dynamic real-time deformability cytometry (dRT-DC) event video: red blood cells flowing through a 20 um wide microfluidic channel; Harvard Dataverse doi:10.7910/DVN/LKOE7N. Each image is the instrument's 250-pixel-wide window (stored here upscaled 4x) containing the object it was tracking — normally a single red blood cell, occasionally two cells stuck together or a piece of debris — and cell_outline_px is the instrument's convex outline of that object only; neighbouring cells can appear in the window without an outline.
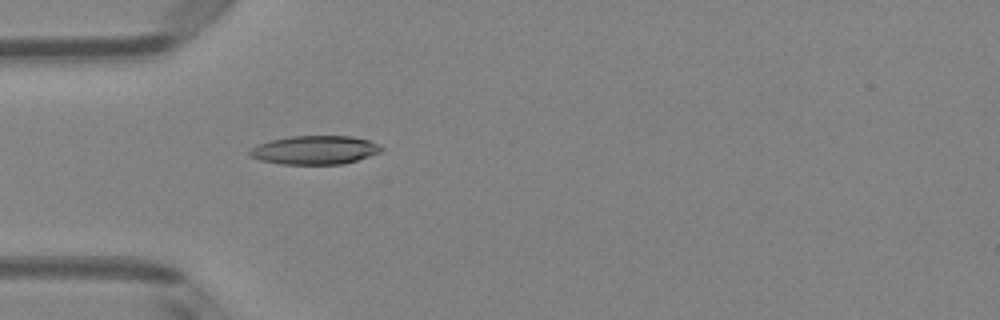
{"species": "Egyptian fruit bat (a non-hibernating species)", "species_latin": "Rousettus aegyptiacus", "temperature_condition": "room temperature", "stored_images_in_passage": 44, "camera_frame_rate_fps": 3000, "um_per_image_px": 0.085, "animal": {"sex": "female"}, "frame": {"image": 1, "passage_image": 9, "time_ms": 2.667, "image_size_px": [1000, 320], "cell_outline_px": [[384, 148], [380, 152], [344, 164], [280, 164], [260, 160], [248, 156], [248, 152], [252, 148], [260, 144], [272, 140], [292, 136], [352, 136], [368, 140]], "centroid_in_image_um": [26.74, 12.76], "position_along_channel_um": 58.3, "area_um2": 21.79}}
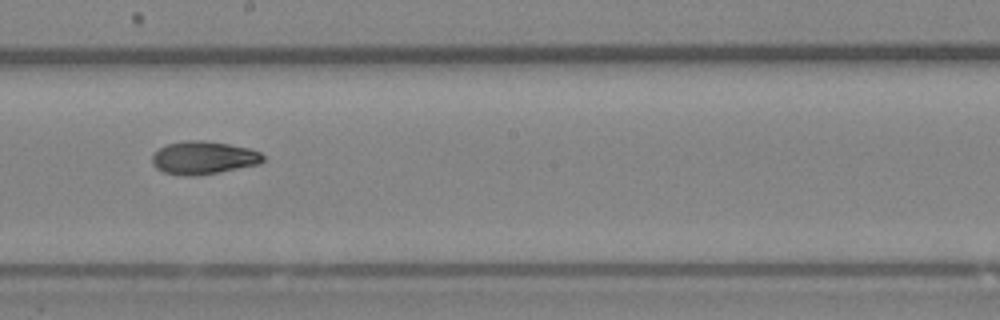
{"frame": {"image": 2, "passage_image": 22, "time_ms": 7.0, "image_size_px": [1000, 320], "cell_outline_px": [[264, 160], [260, 164], [220, 172], [196, 176], [180, 176], [164, 172], [156, 168], [152, 164], [152, 156], [160, 148], [168, 144], [184, 140], [204, 140], [228, 144], [248, 148], [260, 152], [264, 156]], "centroid_in_image_um": [17.3, 13.42], "position_along_channel_um": 230.9, "area_um2": 21.44}}
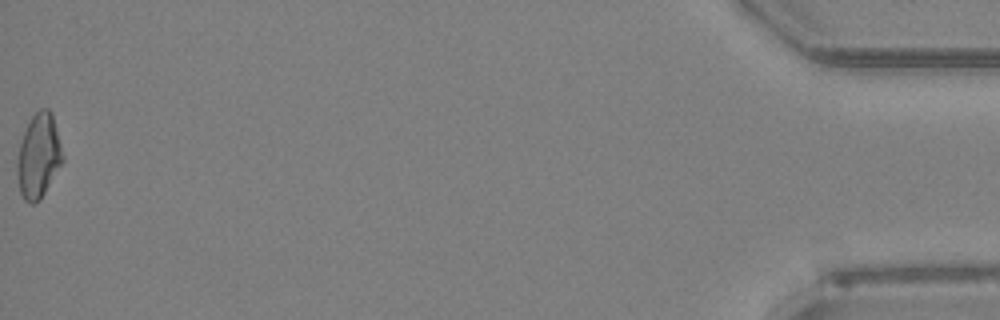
{"frame": {"image": 3, "passage_image": 44, "time_ms": 14.333, "image_size_px": [1000, 320], "cell_outline_px": [[64, 160], [40, 200], [32, 204], [28, 204], [24, 200], [20, 192], [16, 176], [16, 160], [20, 144], [24, 132], [32, 116], [40, 108], [48, 108], [52, 112], [64, 156]], "centroid_in_image_um": [3.27, 13.28], "position_along_channel_um": 431.9, "area_um2": 22.54}, "authors_computed_cell_mechanics": {"area_um2": 21.2704, "velocity_mm_per_s": 4.0889, "shape_relaxation_time_tau1_ms": 4.3226, "shape_relaxation_time_tau2_ms": 4.338, "deformation_change_tau1": 0.1427, "deformation_change_tau2": 0.1092}}